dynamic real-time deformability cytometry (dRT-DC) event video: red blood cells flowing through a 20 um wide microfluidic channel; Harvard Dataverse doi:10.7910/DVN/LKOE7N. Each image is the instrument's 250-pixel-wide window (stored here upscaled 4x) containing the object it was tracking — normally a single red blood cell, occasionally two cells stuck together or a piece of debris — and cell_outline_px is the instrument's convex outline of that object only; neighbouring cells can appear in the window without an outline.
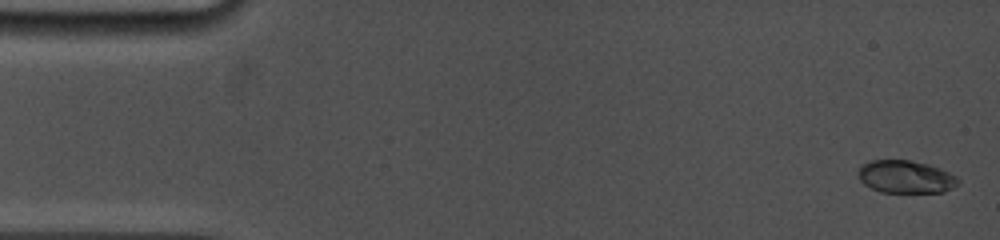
{"species": "common noctule bat (a hibernating species)", "species_latin": "Nyctalus noctula", "temperature_condition": "cold", "stored_images_in_passage": 50, "camera_frame_rate_fps": 5000, "um_per_image_px": 0.085, "animal": {"sex": "female", "body_mass_g": 19.0, "forearm_length_mm": 53.3}, "frame": {"image": 1, "passage_image": 1, "time_ms": 0.0, "image_size_px": [1000, 240], "cell_outline_px": [[960, 184], [944, 192], [880, 192], [864, 184], [860, 180], [860, 164], [872, 160], [908, 160], [928, 164], [940, 168], [956, 176], [960, 180]], "centroid_in_image_um": [77.01, 15.03], "position_along_channel_um": 8.0, "area_um2": 19.02}}
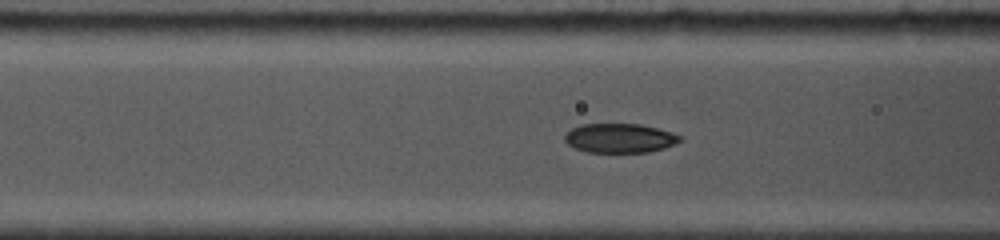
{"frame": {"image": 2, "passage_image": 29, "time_ms": 6.0, "image_size_px": [1000, 240], "cell_outline_px": [[684, 136], [676, 144], [664, 148], [648, 152], [588, 152], [576, 148], [568, 144], [564, 140], [564, 136], [572, 128], [580, 124], [640, 124], [672, 132]], "centroid_in_image_um": [52.7, 11.74], "position_along_channel_um": 113.9, "area_um2": 19.65}}
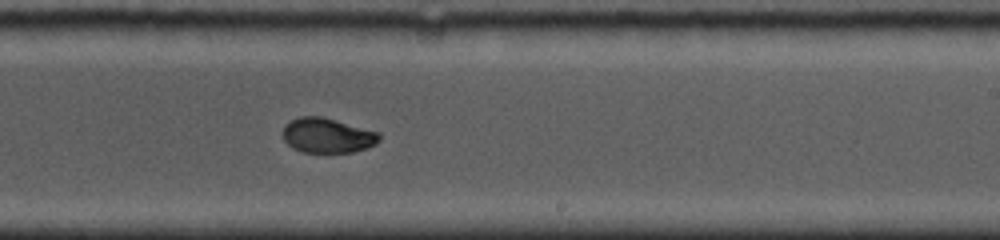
{"frame": {"image": 3, "passage_image": 50, "time_ms": 9.8, "image_size_px": [1000, 240], "cell_outline_px": [[380, 140], [376, 144], [368, 148], [352, 152], [300, 152], [292, 148], [284, 140], [284, 124], [288, 120], [300, 116], [320, 116], [336, 120], [380, 132]], "centroid_in_image_um": [27.83, 11.51], "position_along_channel_um": 261.2, "area_um2": 19.77}}